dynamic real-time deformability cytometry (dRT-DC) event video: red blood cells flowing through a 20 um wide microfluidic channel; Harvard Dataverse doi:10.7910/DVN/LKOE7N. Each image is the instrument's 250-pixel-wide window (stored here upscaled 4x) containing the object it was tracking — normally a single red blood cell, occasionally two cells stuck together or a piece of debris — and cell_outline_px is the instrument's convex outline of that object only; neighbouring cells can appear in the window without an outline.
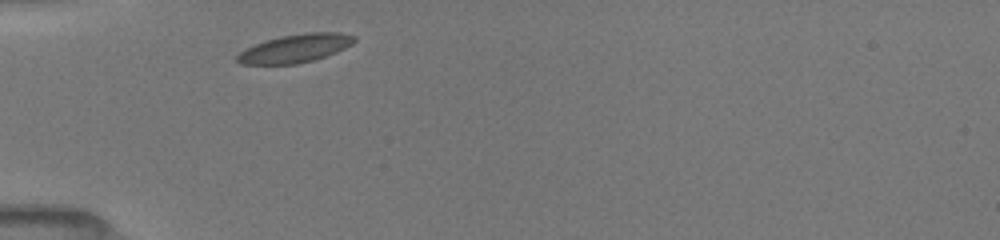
{"species": "common noctule bat (a hibernating species)", "species_latin": "Nyctalus noctula", "temperature_condition": "room temperature", "stored_images_in_passage": 8, "camera_frame_rate_fps": 3000, "um_per_image_px": 0.085, "animal": {"sex": "female", "body_mass_g": 19.5, "forearm_length_mm": 54.1}, "frame": {"image": 1, "passage_image": 1, "time_ms": 0.0, "image_size_px": [1000, 240], "cell_outline_px": [[356, 40], [352, 44], [336, 52], [312, 60], [296, 64], [240, 64], [236, 60], [236, 56], [240, 52], [264, 40], [280, 36], [308, 32], [340, 32], [356, 36]], "centroid_in_image_um": [25.11, 4.1], "position_along_channel_um": 59.9, "area_um2": 19.19}}
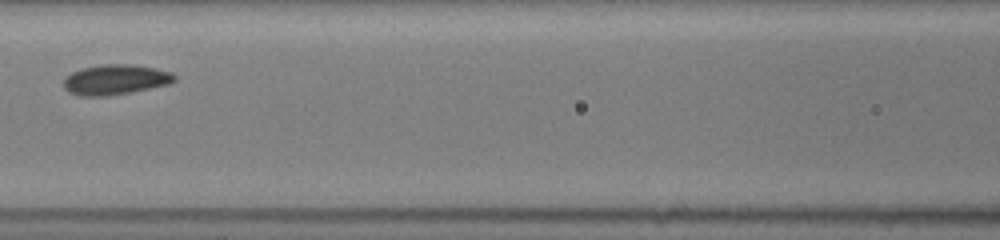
{"frame": {"image": 2, "passage_image": 5, "time_ms": 2.667, "image_size_px": [1000, 240], "cell_outline_px": [[176, 80], [168, 84], [132, 92], [108, 96], [80, 96], [68, 92], [64, 88], [64, 76], [80, 68], [100, 64], [136, 64], [172, 72], [176, 76]], "centroid_in_image_um": [9.78, 6.76], "position_along_channel_um": 156.8, "area_um2": 19.77}}
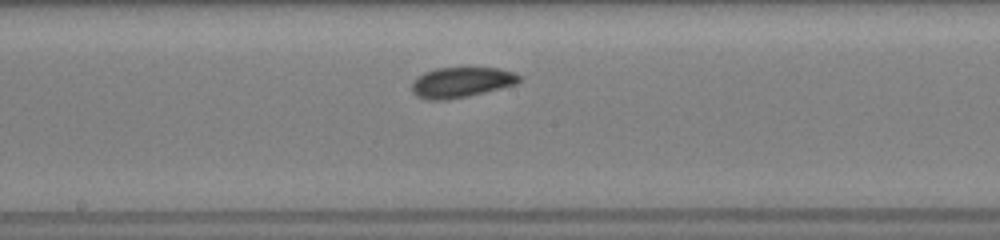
{"frame": {"image": 3, "passage_image": 7, "time_ms": 4.0, "image_size_px": [1000, 240], "cell_outline_px": [[520, 80], [516, 84], [468, 96], [448, 100], [428, 100], [416, 96], [412, 92], [412, 84], [424, 72], [436, 68], [500, 68], [516, 72], [520, 76]], "centroid_in_image_um": [39.22, 7.0], "position_along_channel_um": 209.0, "area_um2": 18.9}}